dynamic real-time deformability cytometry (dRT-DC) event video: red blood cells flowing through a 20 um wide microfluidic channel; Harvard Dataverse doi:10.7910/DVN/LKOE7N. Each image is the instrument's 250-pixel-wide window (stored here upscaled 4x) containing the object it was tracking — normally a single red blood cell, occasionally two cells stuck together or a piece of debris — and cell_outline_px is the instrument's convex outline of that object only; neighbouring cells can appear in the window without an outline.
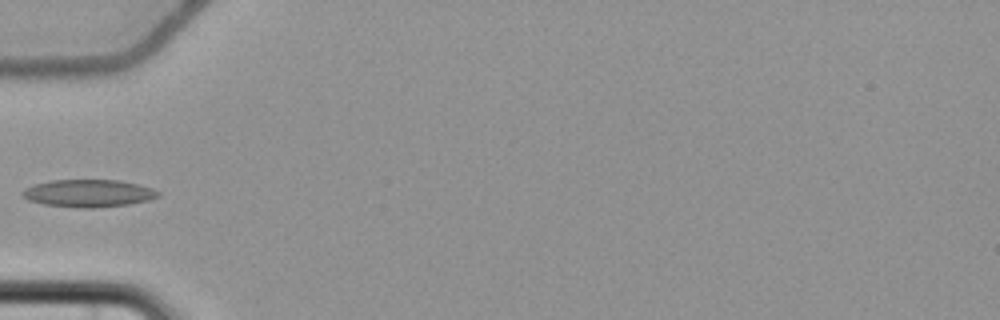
{"species": "common noctule bat (a hibernating species)", "species_latin": "Nyctalus noctula", "temperature_condition": "cold", "stored_images_in_passage": 6, "camera_frame_rate_fps": 3000, "um_per_image_px": 0.085, "animal": {"sex": "female", "body_mass_g": 22.7, "forearm_length_mm": 54.2}, "frame": {"image": 1, "passage_image": 6, "time_ms": 7.0, "image_size_px": [1000, 320], "cell_outline_px": [[160, 196], [148, 200], [128, 204], [96, 208], [84, 208], [44, 204], [28, 200], [20, 196], [20, 192], [24, 188], [48, 180], [120, 180], [152, 188], [160, 192]], "centroid_in_image_um": [7.49, 16.42], "position_along_channel_um": 77.5, "area_um2": 21.79}}